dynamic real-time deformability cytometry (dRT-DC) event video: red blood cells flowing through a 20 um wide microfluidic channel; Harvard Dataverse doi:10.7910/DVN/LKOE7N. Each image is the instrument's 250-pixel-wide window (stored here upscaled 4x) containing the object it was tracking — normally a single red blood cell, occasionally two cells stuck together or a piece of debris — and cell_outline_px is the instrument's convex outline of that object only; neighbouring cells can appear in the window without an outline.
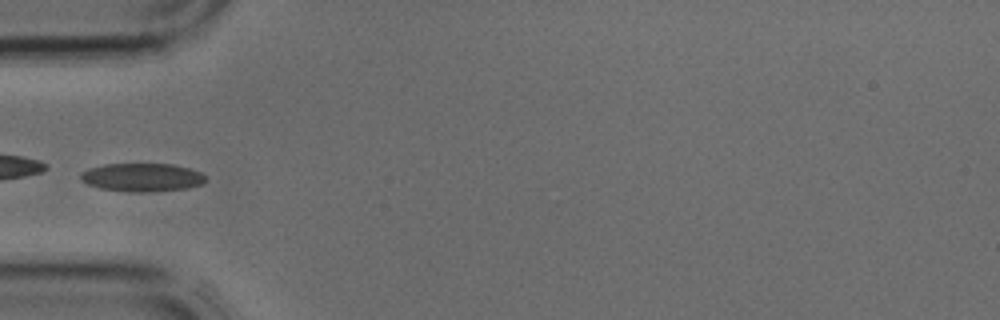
{"species": "common noctule bat (a hibernating species)", "species_latin": "Nyctalus noctula", "temperature_condition": "cold", "stored_images_in_passage": 3, "camera_frame_rate_fps": 3000, "um_per_image_px": 0.085, "animal": {"sex": "male", "body_mass_g": 17.9, "forearm_length_mm": 54.2}, "frame": {"image": 1, "passage_image": 3, "time_ms": 0.667, "image_size_px": [1000, 320], "cell_outline_px": [[204, 180], [200, 184], [188, 188], [152, 192], [132, 192], [100, 188], [88, 184], [80, 180], [80, 172], [88, 168], [104, 164], [172, 164], [188, 168], [200, 172], [204, 176]], "centroid_in_image_um": [12.02, 15.07], "position_along_channel_um": 73.0, "area_um2": 20.58}}